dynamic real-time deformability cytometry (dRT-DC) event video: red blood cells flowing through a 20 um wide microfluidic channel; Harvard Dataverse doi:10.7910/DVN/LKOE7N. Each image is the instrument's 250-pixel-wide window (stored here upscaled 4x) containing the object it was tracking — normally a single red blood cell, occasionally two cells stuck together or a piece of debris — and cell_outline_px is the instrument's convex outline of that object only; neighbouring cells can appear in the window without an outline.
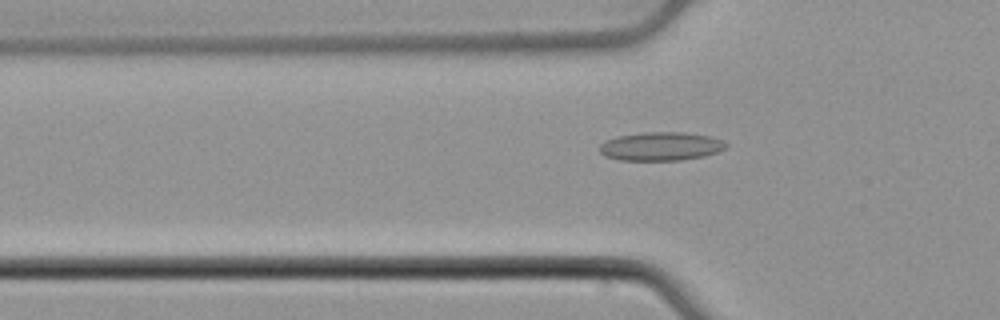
{"species": "common noctule bat (a hibernating species)", "species_latin": "Nyctalus noctula", "temperature_condition": "cold", "stored_images_in_passage": 50, "camera_frame_rate_fps": 3000, "um_per_image_px": 0.085, "animal": {"sex": "male", "body_mass_g": 21.5, "forearm_length_mm": 52.0}, "frame": {"image": 1, "passage_image": 17, "time_ms": 5.333, "image_size_px": [1000, 320], "cell_outline_px": [[728, 148], [704, 156], [680, 160], [620, 160], [604, 156], [600, 152], [600, 144], [616, 136], [644, 132], [684, 132], [712, 136], [724, 140], [728, 144]], "centroid_in_image_um": [56.22, 12.43], "position_along_channel_um": 69.6, "area_um2": 21.21}}
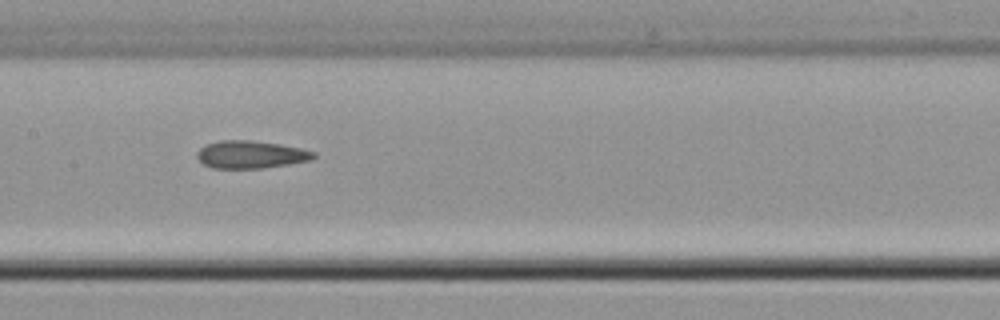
{"frame": {"image": 2, "passage_image": 26, "time_ms": 8.333, "image_size_px": [1000, 320], "cell_outline_px": [[316, 156], [312, 160], [264, 168], [212, 168], [204, 164], [196, 156], [196, 152], [204, 144], [220, 140], [248, 140], [280, 144], [300, 148], [316, 152]], "centroid_in_image_um": [21.31, 13.13], "position_along_channel_um": 186.1, "area_um2": 18.84}}
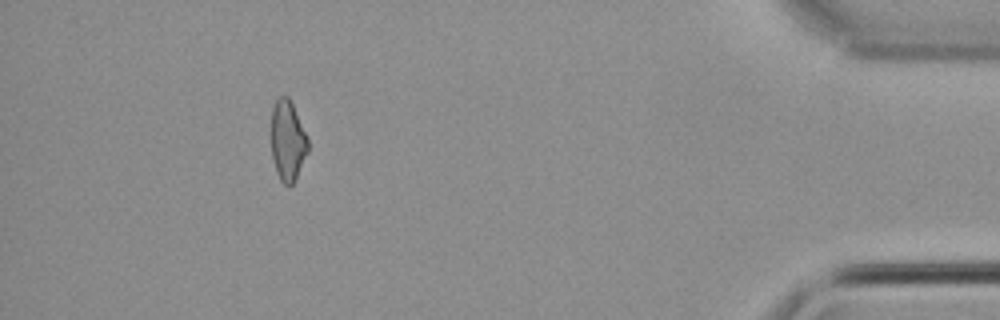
{"frame": {"image": 3, "passage_image": 48, "time_ms": 15.667, "image_size_px": [1000, 320], "cell_outline_px": [[308, 152], [296, 180], [288, 188], [280, 180], [276, 172], [272, 156], [272, 108], [276, 100], [280, 96], [288, 96], [292, 104], [308, 140]], "centroid_in_image_um": [24.45, 12.02], "position_along_channel_um": 410.7, "area_um2": 17.11}}